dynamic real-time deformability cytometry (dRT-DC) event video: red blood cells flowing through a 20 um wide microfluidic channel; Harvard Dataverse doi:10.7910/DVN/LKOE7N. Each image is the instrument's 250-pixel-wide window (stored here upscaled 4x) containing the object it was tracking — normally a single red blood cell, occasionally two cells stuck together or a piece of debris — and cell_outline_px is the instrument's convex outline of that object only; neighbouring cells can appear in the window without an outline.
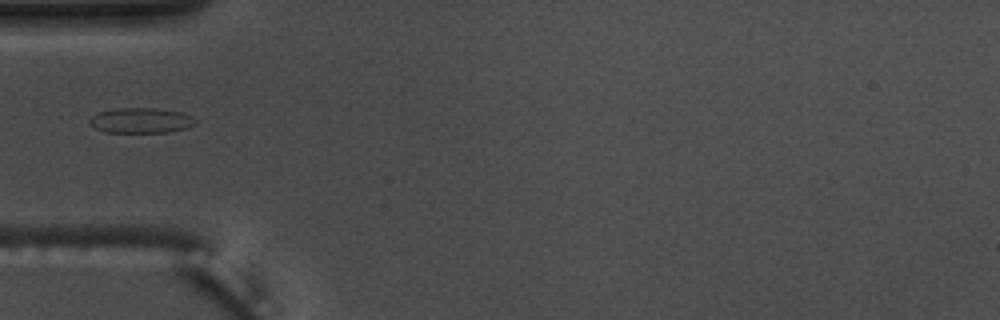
{"species": "common noctule bat (a hibernating species)", "species_latin": "Nyctalus noctula", "temperature_condition": "warm", "stored_images_in_passage": 38, "camera_frame_rate_fps": 3000, "um_per_image_px": 0.085, "animal": {"sex": "male", "body_mass_g": 17.5, "forearm_length_mm": 52.3}, "frame": {"image": 1, "passage_image": 1, "time_ms": 0.0, "image_size_px": [1000, 320], "cell_outline_px": [[196, 124], [188, 128], [168, 132], [104, 132], [96, 128], [88, 120], [92, 116], [100, 112], [116, 108], [156, 108], [180, 112], [192, 116], [196, 120]], "centroid_in_image_um": [12.02, 10.24], "position_along_channel_um": 73.0, "area_um2": 15.49}}